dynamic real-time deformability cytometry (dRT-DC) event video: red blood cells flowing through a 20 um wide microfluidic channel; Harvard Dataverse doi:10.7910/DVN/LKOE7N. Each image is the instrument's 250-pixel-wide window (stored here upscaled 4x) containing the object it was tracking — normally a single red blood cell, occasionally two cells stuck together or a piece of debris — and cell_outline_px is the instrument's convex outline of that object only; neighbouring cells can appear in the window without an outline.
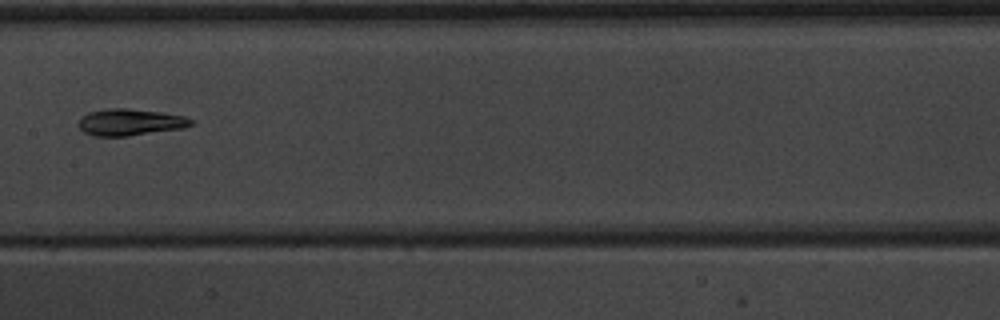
{"species": "common noctule bat (a hibernating species)", "species_latin": "Nyctalus noctula", "temperature_condition": "warm", "stored_images_in_passage": 6, "camera_frame_rate_fps": 3000, "um_per_image_px": 0.085, "animal": {"sex": "male", "body_mass_g": 20.1, "forearm_length_mm": 53.5}, "frame": {"image": 1, "passage_image": 5, "time_ms": 5.667, "image_size_px": [1000, 320], "cell_outline_px": [[196, 124], [184, 128], [128, 136], [92, 136], [84, 132], [80, 128], [80, 116], [88, 112], [108, 108], [128, 108], [160, 112], [184, 116], [196, 120]], "centroid_in_image_um": [11.11, 10.38], "position_along_channel_um": 196.3, "area_um2": 17.69}}
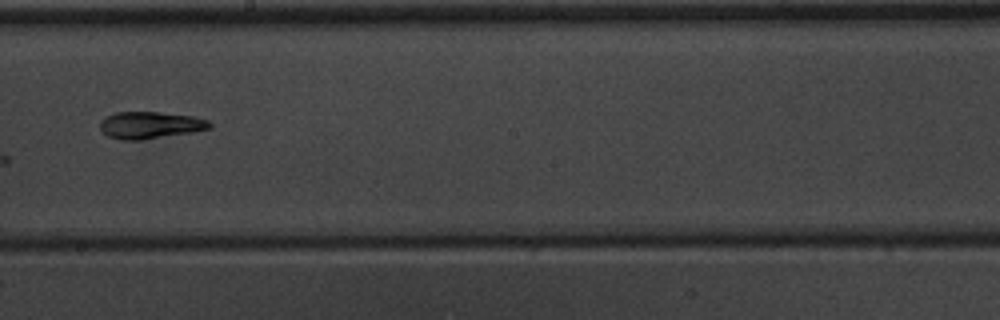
{"frame": {"image": 2, "passage_image": 6, "time_ms": 6.667, "image_size_px": [1000, 320], "cell_outline_px": [[212, 128], [192, 132], [140, 140], [124, 140], [108, 136], [100, 128], [100, 120], [116, 112], [160, 112], [192, 116], [208, 120], [212, 124]], "centroid_in_image_um": [12.78, 10.63], "position_along_channel_um": 235.4, "area_um2": 17.11}}